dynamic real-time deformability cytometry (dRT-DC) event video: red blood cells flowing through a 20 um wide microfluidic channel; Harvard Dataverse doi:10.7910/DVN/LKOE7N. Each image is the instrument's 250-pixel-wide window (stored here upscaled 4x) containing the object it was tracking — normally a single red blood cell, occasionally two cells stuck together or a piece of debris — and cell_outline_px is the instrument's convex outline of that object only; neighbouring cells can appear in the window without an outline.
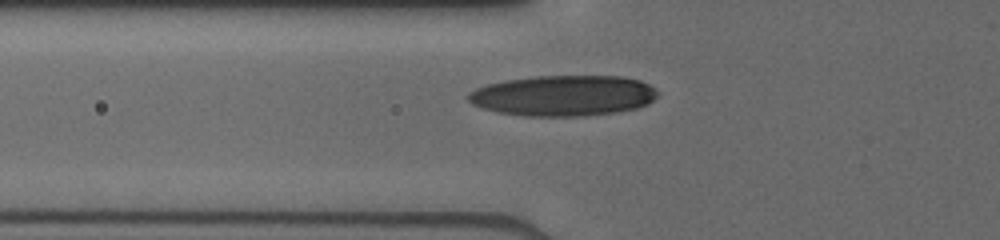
{"species": "human", "species_latin": "Homo sapiens", "temperature_condition": "cold", "stored_images_in_passage": 6, "camera_frame_rate_fps": 3000, "um_per_image_px": 0.085, "donor": {"sex": "male"}, "frame": {"image": 1, "passage_image": 6, "time_ms": 5.0, "image_size_px": [1000, 240], "cell_outline_px": [[660, 92], [648, 104], [636, 108], [616, 112], [584, 116], [524, 116], [496, 112], [472, 104], [464, 96], [468, 92], [476, 88], [488, 84], [504, 80], [536, 76], [624, 76], [640, 80], [656, 88]], "centroid_in_image_um": [47.87, 8.12], "position_along_channel_um": 77.9, "area_um2": 45.26}}